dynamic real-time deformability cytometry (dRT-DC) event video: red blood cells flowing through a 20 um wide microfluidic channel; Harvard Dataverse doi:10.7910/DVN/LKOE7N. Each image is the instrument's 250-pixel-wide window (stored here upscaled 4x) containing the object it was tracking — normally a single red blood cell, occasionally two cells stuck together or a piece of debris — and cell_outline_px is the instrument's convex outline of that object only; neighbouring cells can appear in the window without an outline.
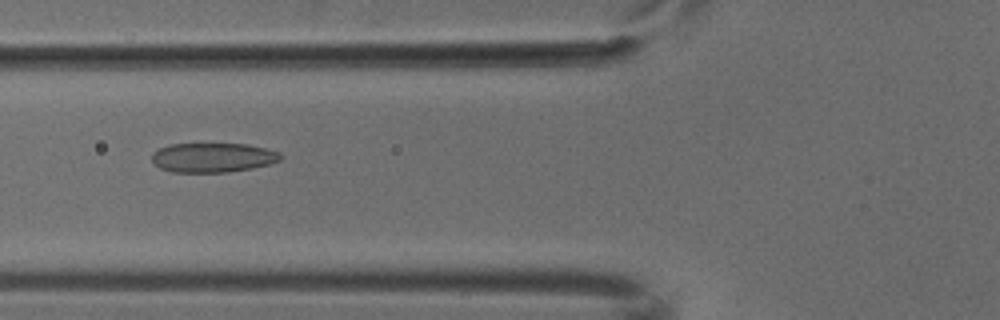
{"species": "common noctule bat (a hibernating species)", "species_latin": "Nyctalus noctula", "temperature_condition": "cold", "stored_images_in_passage": 5, "camera_frame_rate_fps": 3000, "um_per_image_px": 0.085, "animal": {"sex": "male", "body_mass_g": 18.8}, "frame": {"image": 1, "passage_image": 5, "time_ms": 1.333, "image_size_px": [1000, 320], "cell_outline_px": [[284, 156], [280, 160], [272, 164], [252, 168], [228, 172], [172, 172], [160, 168], [152, 160], [152, 156], [160, 148], [172, 144], [248, 144], [280, 152]], "centroid_in_image_um": [18.16, 13.4], "position_along_channel_um": 107.6, "area_um2": 22.02}}